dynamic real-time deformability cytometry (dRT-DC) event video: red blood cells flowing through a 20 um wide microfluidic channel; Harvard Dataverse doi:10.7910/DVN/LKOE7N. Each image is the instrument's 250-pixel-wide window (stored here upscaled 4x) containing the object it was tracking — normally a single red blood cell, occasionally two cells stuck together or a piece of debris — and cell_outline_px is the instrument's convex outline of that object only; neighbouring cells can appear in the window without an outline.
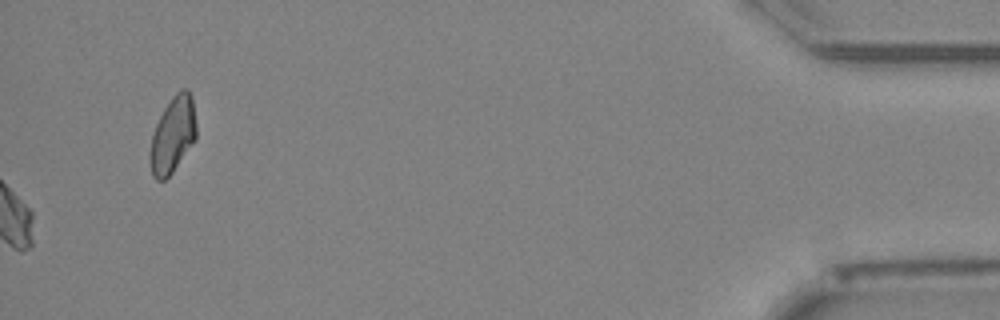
{"species": "Egyptian fruit bat (a non-hibernating species)", "species_latin": "Rousettus aegyptiacus", "temperature_condition": "cold", "stored_images_in_passage": 42, "camera_frame_rate_fps": 3000, "um_per_image_px": 0.085, "animal": {"sex": "female"}, "frame": {"image": 1, "passage_image": 42, "time_ms": 13.667, "image_size_px": [1000, 320], "cell_outline_px": [[196, 140], [172, 172], [164, 180], [156, 180], [152, 176], [148, 160], [148, 156], [152, 136], [156, 124], [164, 108], [172, 96], [180, 88], [188, 88], [192, 96], [196, 124]], "centroid_in_image_um": [14.68, 11.46], "position_along_channel_um": 420.5, "area_um2": 20.81}, "authors_computed_cell_mechanics": {"area_um2": 19.7676, "velocity_mm_per_s": 3.9454, "shape_relaxation_time_tau1_ms": 7.877, "shape_relaxation_time_tau2_ms": null, "deformation_change_tau1": 0.1491, "deformation_change_tau2": null}}